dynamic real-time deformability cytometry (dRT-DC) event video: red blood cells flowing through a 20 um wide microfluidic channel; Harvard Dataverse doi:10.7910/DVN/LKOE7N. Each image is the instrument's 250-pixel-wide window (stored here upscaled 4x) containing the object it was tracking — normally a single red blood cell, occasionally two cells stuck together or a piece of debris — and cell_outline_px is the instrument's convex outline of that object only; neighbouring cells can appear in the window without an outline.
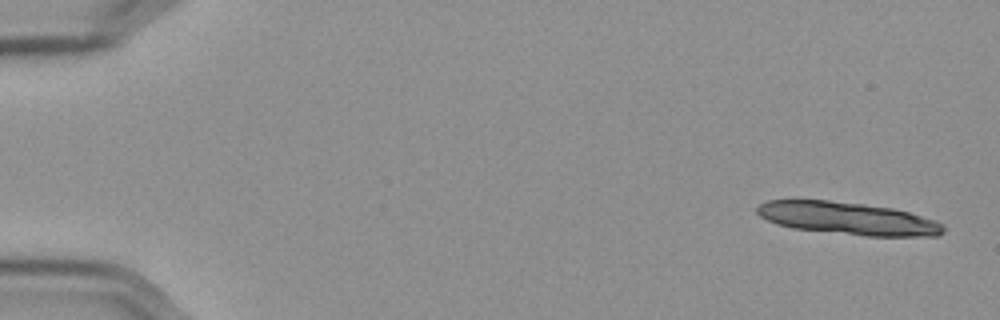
{"species": "Egyptian fruit bat (a non-hibernating species)", "species_latin": "Rousettus aegyptiacus", "temperature_condition": "cold", "stored_images_in_passage": 14, "camera_frame_rate_fps": 3000, "um_per_image_px": 0.085, "frame": {"image": 1, "passage_image": 1, "time_ms": 0.0, "image_size_px": [1000, 320], "cell_outline_px": [[944, 232], [936, 236], [868, 236], [792, 228], [776, 224], [760, 216], [756, 212], [756, 208], [760, 204], [768, 200], [792, 196], [864, 204], [892, 208], [908, 212], [936, 220], [944, 224]], "centroid_in_image_um": [71.97, 18.52], "position_along_channel_um": 13.0, "area_um2": 36.13}}